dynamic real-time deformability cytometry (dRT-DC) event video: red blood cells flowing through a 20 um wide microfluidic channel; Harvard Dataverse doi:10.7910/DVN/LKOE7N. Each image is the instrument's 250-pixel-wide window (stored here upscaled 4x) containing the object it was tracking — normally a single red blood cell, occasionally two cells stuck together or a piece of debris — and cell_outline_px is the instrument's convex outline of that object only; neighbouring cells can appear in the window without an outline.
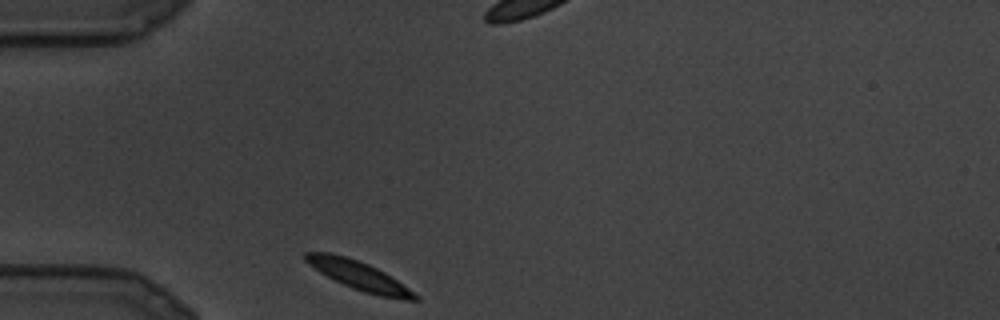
{"species": "common noctule bat (a hibernating species)", "species_latin": "Nyctalus noctula", "temperature_condition": "cold", "stored_images_in_passage": 10, "camera_frame_rate_fps": 3000, "um_per_image_px": 0.085, "animal": {"sex": "male", "body_mass_g": 19.5, "forearm_length_mm": 54.6}, "frame": {"image": 1, "passage_image": 1, "time_ms": 0.0, "image_size_px": [1000, 320], "cell_outline_px": [[420, 300], [404, 300], [380, 296], [364, 292], [352, 288], [320, 272], [308, 264], [304, 260], [304, 252], [328, 252], [344, 256], [368, 264], [384, 272], [420, 296]], "centroid_in_image_um": [30.52, 23.43], "position_along_channel_um": 54.5, "area_um2": 18.03}}
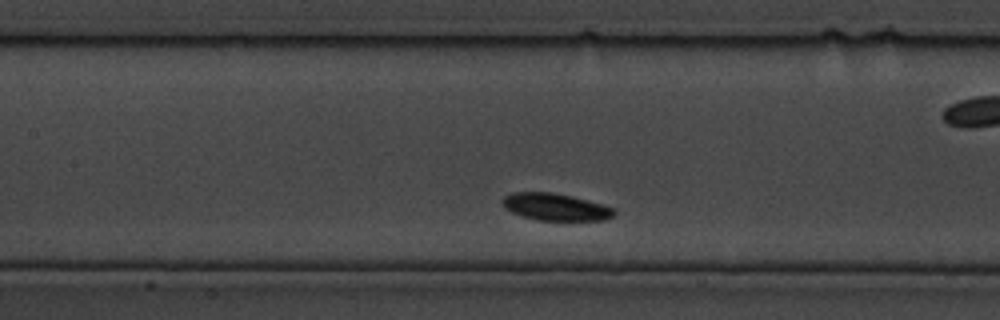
{"frame": {"image": 2, "passage_image": 6, "time_ms": 1.667, "image_size_px": [1000, 320], "cell_outline_px": [[616, 212], [612, 216], [604, 220], [536, 220], [512, 212], [504, 208], [500, 204], [500, 200], [504, 196], [512, 192], [552, 192], [572, 196], [616, 208]], "centroid_in_image_um": [47.18, 17.58], "position_along_channel_um": 160.2, "area_um2": 17.74}}
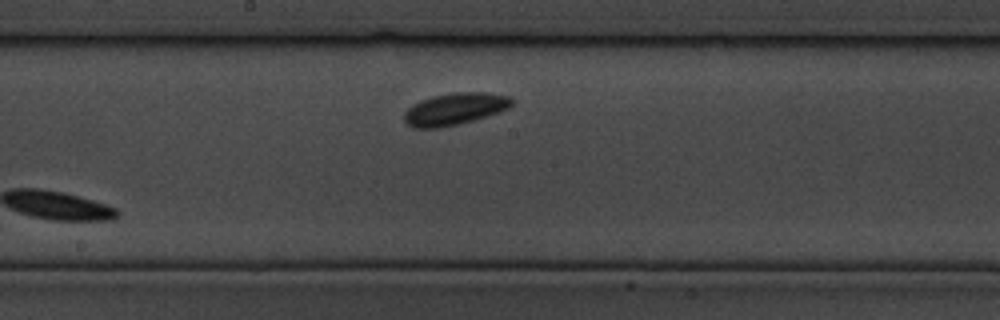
{"frame": {"image": 3, "passage_image": 10, "time_ms": 3.0, "image_size_px": [1000, 320], "cell_outline_px": [[516, 100], [508, 108], [472, 120], [440, 128], [412, 128], [404, 120], [404, 112], [412, 104], [420, 100], [432, 96], [452, 92], [484, 92], [508, 96]], "centroid_in_image_um": [38.61, 9.25], "position_along_channel_um": 209.6, "area_um2": 19.94}}